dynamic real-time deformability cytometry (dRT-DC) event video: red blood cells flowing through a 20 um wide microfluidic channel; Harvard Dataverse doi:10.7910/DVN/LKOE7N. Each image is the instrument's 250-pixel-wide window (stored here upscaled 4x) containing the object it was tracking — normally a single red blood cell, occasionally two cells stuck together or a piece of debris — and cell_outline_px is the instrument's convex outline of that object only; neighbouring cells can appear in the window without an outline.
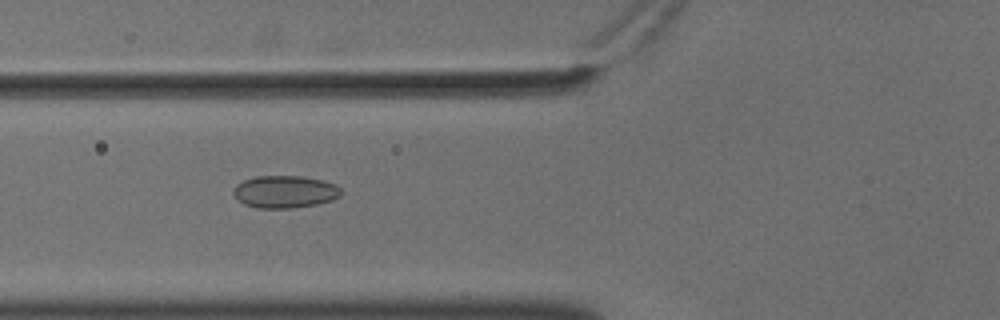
{"species": "common noctule bat (a hibernating species)", "species_latin": "Nyctalus noctula", "temperature_condition": "cold", "stored_images_in_passage": 56, "camera_frame_rate_fps": 3000, "um_per_image_px": 0.085, "animal": {"sex": "male", "body_mass_g": 18.8}, "frame": {"image": 1, "passage_image": 22, "time_ms": 7.0, "image_size_px": [1000, 320], "cell_outline_px": [[340, 196], [332, 200], [316, 204], [292, 208], [256, 208], [244, 204], [236, 200], [232, 192], [232, 188], [236, 184], [244, 180], [256, 176], [300, 176], [324, 180], [336, 184], [340, 188]], "centroid_in_image_um": [24.17, 16.3], "position_along_channel_um": 101.6, "area_um2": 20.52}}
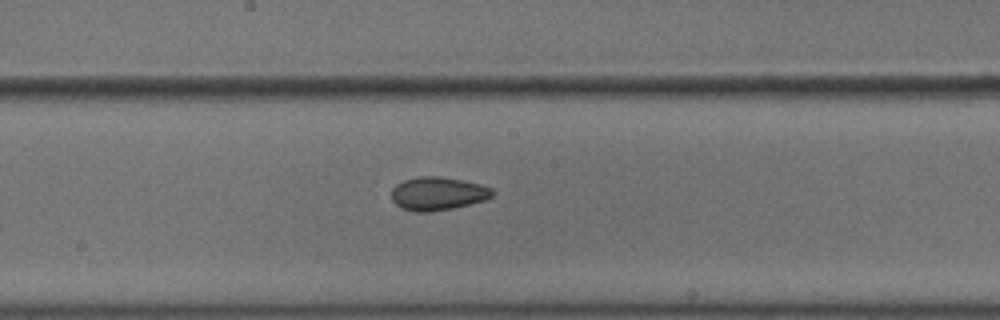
{"frame": {"image": 2, "passage_image": 31, "time_ms": 10.0, "image_size_px": [1000, 320], "cell_outline_px": [[492, 196], [484, 200], [452, 208], [428, 212], [412, 212], [400, 208], [392, 200], [392, 188], [396, 184], [404, 180], [420, 176], [440, 176], [464, 180], [480, 184], [492, 188]], "centroid_in_image_um": [37.17, 16.45], "position_along_channel_um": 211.0, "area_um2": 19.59}}
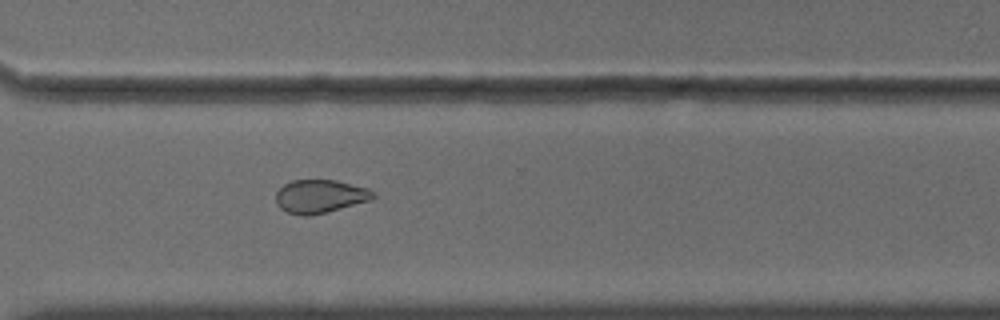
{"frame": {"image": 3, "passage_image": 42, "time_ms": 13.667, "image_size_px": [1000, 320], "cell_outline_px": [[376, 196], [372, 200], [308, 216], [300, 216], [288, 212], [280, 208], [276, 204], [276, 192], [284, 184], [292, 180], [336, 180], [368, 188], [376, 192]], "centroid_in_image_um": [27.21, 16.68], "position_along_channel_um": 343.4, "area_um2": 18.9}, "authors_computed_cell_mechanics": {"area_um2": 20.8369, "velocity_mm_per_s": 3.6266, "shape_relaxation_time_tau1_ms": 3.4796, "shape_relaxation_time_tau2_ms": 5.511, "deformation_change_tau1": 0.0667, "deformation_change_tau2": 0.1051}}